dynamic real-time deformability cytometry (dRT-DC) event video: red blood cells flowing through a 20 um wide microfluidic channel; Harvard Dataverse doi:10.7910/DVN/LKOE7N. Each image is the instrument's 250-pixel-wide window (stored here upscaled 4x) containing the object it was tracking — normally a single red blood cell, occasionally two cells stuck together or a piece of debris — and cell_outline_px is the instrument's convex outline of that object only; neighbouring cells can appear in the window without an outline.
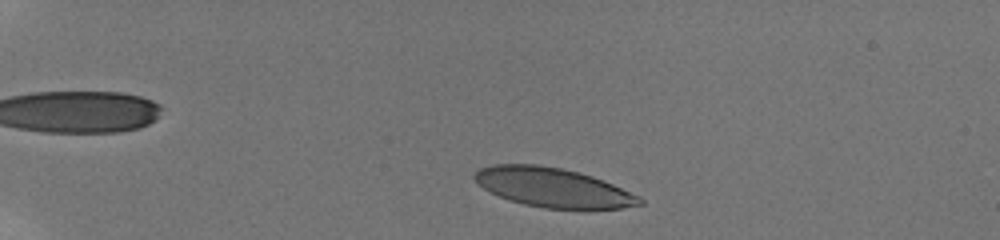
{"species": "human", "species_latin": "Homo sapiens", "temperature_condition": "room temperature", "stored_images_in_passage": 15, "camera_frame_rate_fps": 3000, "um_per_image_px": 0.085, "donor": {"sex": "male"}, "frame": {"image": 1, "passage_image": 5, "time_ms": 1.0, "image_size_px": [1000, 240], "cell_outline_px": [[644, 204], [620, 208], [544, 208], [524, 204], [500, 196], [476, 184], [472, 176], [480, 168], [492, 164], [536, 164], [560, 168], [592, 176], [612, 184], [640, 196], [644, 200]], "centroid_in_image_um": [46.98, 15.93], "position_along_channel_um": 38.0, "area_um2": 37.34}}